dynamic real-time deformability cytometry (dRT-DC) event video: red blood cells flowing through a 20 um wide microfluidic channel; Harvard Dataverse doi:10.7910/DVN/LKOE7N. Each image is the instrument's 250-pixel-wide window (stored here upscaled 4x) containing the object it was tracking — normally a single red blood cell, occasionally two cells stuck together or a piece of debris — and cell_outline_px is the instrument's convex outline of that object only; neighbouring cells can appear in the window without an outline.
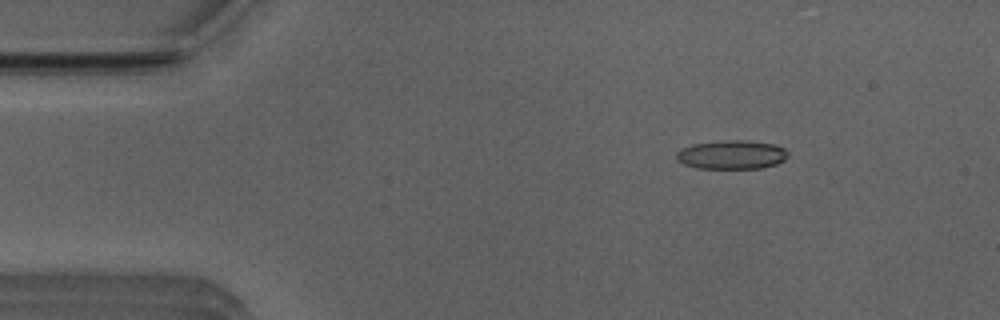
{"species": "Egyptian fruit bat (a non-hibernating species)", "species_latin": "Rousettus aegyptiacus", "temperature_condition": "room temperature", "stored_images_in_passage": 38, "camera_frame_rate_fps": 3000, "um_per_image_px": 0.085, "animal": {"sex": "male"}, "frame": {"image": 1, "passage_image": 5, "time_ms": 1.333, "image_size_px": [1000, 320], "cell_outline_px": [[788, 156], [784, 160], [776, 164], [760, 168], [696, 168], [684, 164], [676, 160], [676, 152], [680, 148], [692, 144], [720, 140], [744, 140], [776, 144], [784, 148], [788, 152]], "centroid_in_image_um": [62.17, 13.14], "position_along_channel_um": 22.8, "area_um2": 18.96}}
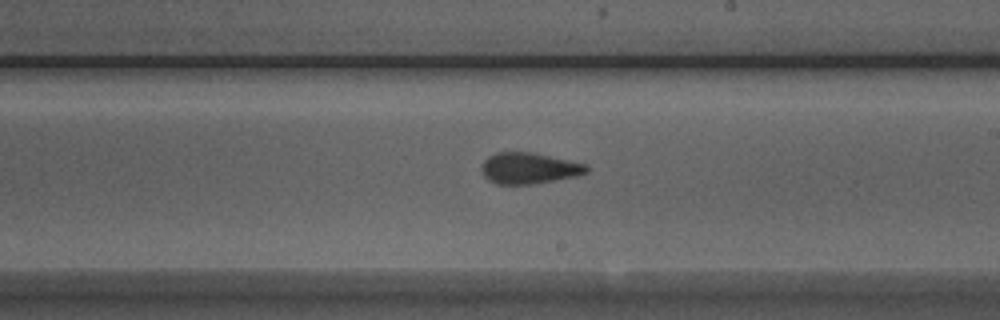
{"frame": {"image": 2, "passage_image": 27, "time_ms": 8.667, "image_size_px": [1000, 320], "cell_outline_px": [[588, 172], [580, 176], [532, 184], [496, 184], [488, 180], [484, 176], [480, 168], [484, 160], [488, 156], [496, 152], [532, 152], [588, 164]], "centroid_in_image_um": [44.98, 14.3], "position_along_channel_um": 244.0, "area_um2": 19.31}}
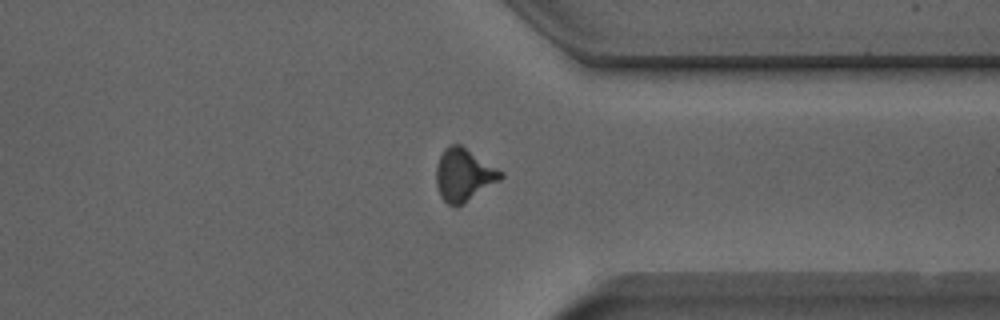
{"frame": {"image": 3, "passage_image": 37, "time_ms": 12.0, "image_size_px": [1000, 320], "cell_outline_px": [[504, 176], [500, 180], [464, 204], [456, 208], [448, 204], [440, 196], [436, 184], [436, 164], [444, 148], [448, 144], [460, 144], [504, 172]], "centroid_in_image_um": [39.41, 14.88], "position_along_channel_um": 372.0, "area_um2": 20.0}}